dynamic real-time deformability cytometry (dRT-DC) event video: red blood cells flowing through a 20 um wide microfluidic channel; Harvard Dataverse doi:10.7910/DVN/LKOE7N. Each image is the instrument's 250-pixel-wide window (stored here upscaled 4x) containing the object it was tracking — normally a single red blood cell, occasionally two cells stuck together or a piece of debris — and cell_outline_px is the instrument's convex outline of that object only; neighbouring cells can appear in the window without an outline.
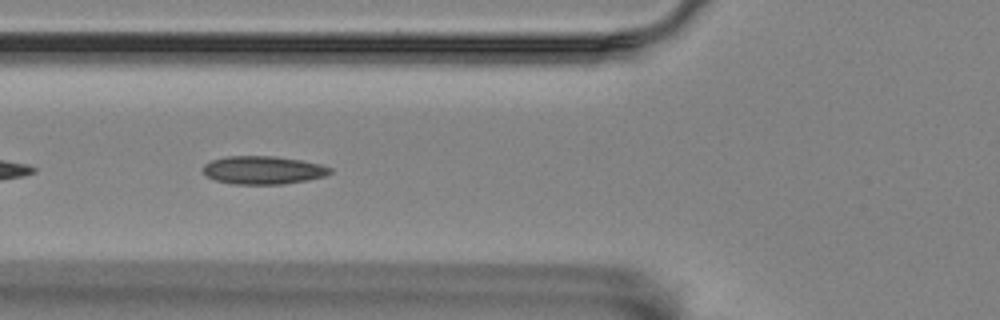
{"species": "Egyptian fruit bat (a non-hibernating species)", "species_latin": "Rousettus aegyptiacus", "temperature_condition": "room temperature", "stored_images_in_passage": 12, "camera_frame_rate_fps": 3000, "um_per_image_px": 0.085, "animal": {"sex": "female"}, "frame": {"image": 1, "passage_image": 5, "time_ms": 1.333, "image_size_px": [1000, 320], "cell_outline_px": [[332, 172], [324, 176], [308, 180], [284, 184], [232, 184], [216, 180], [204, 176], [200, 168], [204, 164], [212, 160], [224, 156], [272, 156], [300, 160], [320, 164], [332, 168]], "centroid_in_image_um": [22.31, 14.46], "position_along_channel_um": 103.5, "area_um2": 21.04}}
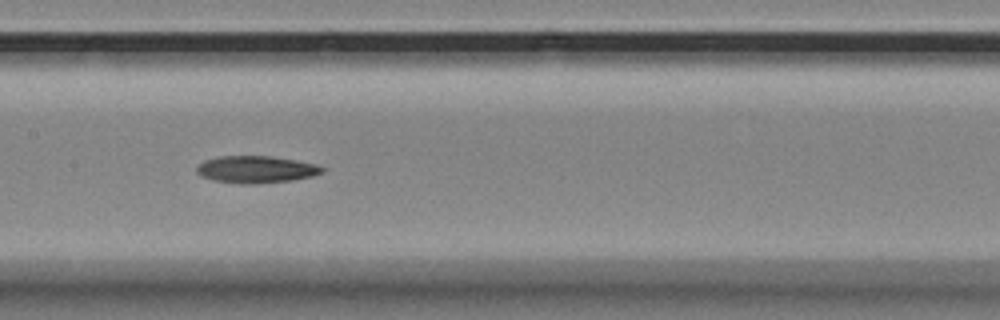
{"frame": {"image": 2, "passage_image": 8, "time_ms": 2.333, "image_size_px": [1000, 320], "cell_outline_px": [[328, 168], [324, 172], [312, 176], [292, 180], [256, 184], [244, 184], [212, 180], [200, 176], [196, 172], [196, 168], [204, 160], [220, 156], [272, 156], [316, 164]], "centroid_in_image_um": [21.78, 14.4], "position_along_channel_um": 185.6, "area_um2": 19.94}}
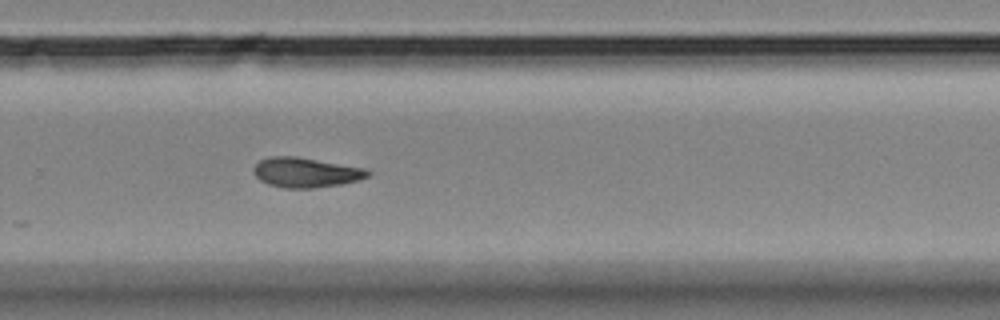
{"frame": {"image": 3, "passage_image": 11, "time_ms": 3.333, "image_size_px": [1000, 320], "cell_outline_px": [[372, 172], [368, 176], [356, 180], [340, 184], [312, 188], [284, 188], [268, 184], [260, 180], [252, 172], [252, 168], [260, 160], [268, 156], [296, 156], [364, 168]], "centroid_in_image_um": [25.94, 14.65], "position_along_channel_um": 303.9, "area_um2": 19.77}}